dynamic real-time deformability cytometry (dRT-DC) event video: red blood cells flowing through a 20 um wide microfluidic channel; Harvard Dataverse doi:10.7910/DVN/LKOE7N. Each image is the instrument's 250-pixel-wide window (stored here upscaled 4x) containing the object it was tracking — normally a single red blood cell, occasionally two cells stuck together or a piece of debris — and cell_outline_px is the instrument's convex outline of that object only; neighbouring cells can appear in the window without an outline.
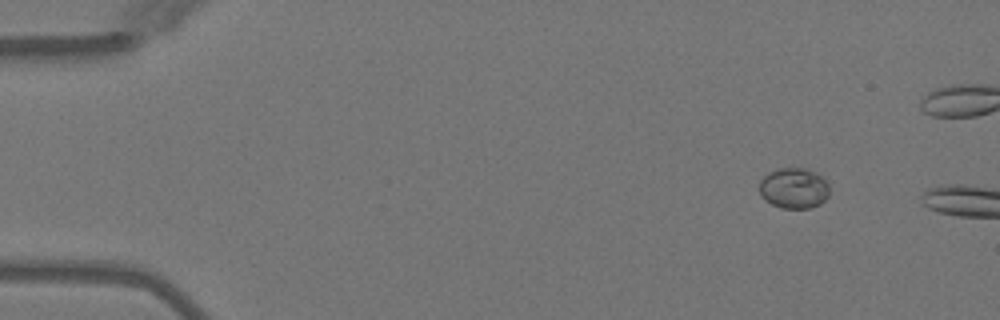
{"species": "Egyptian fruit bat (a non-hibernating species)", "species_latin": "Rousettus aegyptiacus", "temperature_condition": "warm", "stored_images_in_passage": 4, "camera_frame_rate_fps": 3000, "um_per_image_px": 0.085, "animal": {"sex": "female"}, "frame": {"image": 1, "passage_image": 1, "time_ms": 0.0, "image_size_px": [1000, 320], "cell_outline_px": [[828, 196], [820, 204], [812, 208], [780, 208], [764, 200], [760, 196], [760, 180], [768, 172], [776, 168], [804, 168], [816, 172], [828, 184]], "centroid_in_image_um": [67.45, 16.0], "position_along_channel_um": 17.5, "area_um2": 16.7}}